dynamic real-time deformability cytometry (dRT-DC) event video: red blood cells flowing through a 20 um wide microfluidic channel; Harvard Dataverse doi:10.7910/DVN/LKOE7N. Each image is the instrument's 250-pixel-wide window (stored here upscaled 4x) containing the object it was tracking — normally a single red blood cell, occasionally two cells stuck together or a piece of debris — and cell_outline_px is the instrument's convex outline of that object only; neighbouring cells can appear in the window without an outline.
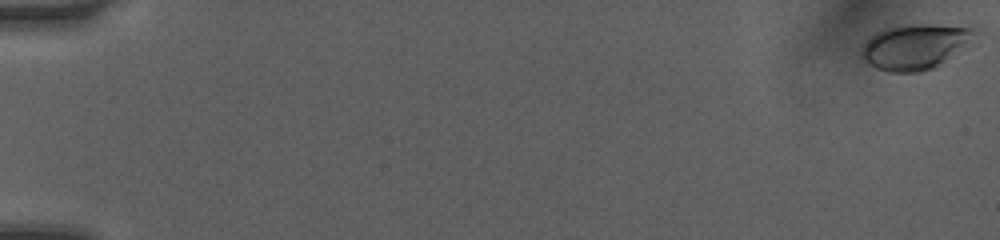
{"species": "human", "species_latin": "Homo sapiens", "temperature_condition": "room temperature", "stored_images_in_passage": 9, "camera_frame_rate_fps": 3000, "um_per_image_px": 0.085, "donor": {"sex": "female"}, "frame": {"image": 1, "passage_image": 1, "time_ms": 0.0, "image_size_px": [1000, 240], "cell_outline_px": [[976, 32], [964, 44], [944, 60], [932, 68], [916, 72], [888, 72], [876, 68], [864, 60], [860, 56], [860, 52], [864, 44], [876, 32], [888, 28], [908, 24], [936, 24], [972, 28]], "centroid_in_image_um": [77.67, 3.96], "position_along_channel_um": 7.3, "area_um2": 28.78}}
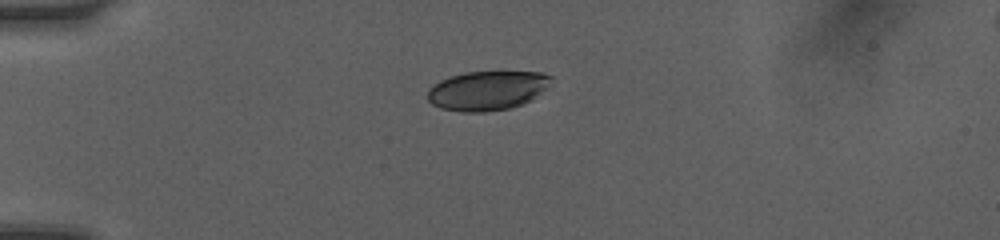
{"frame": {"image": 2, "passage_image": 6, "time_ms": 4.667, "image_size_px": [1000, 240], "cell_outline_px": [[552, 76], [544, 88], [532, 100], [512, 108], [484, 112], [460, 112], [440, 108], [432, 104], [428, 100], [428, 88], [440, 80], [464, 72], [544, 72]], "centroid_in_image_um": [41.38, 7.71], "position_along_channel_um": 43.6, "area_um2": 28.21}}
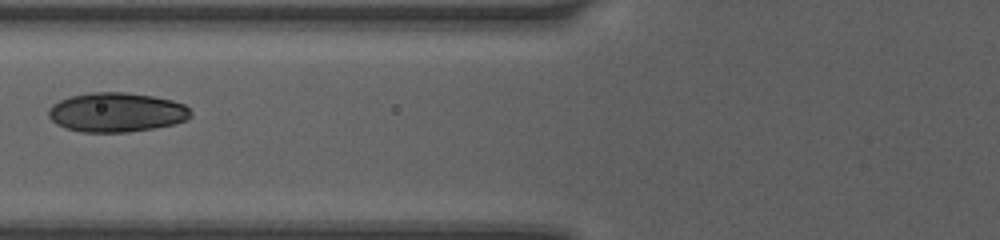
{"frame": {"image": 3, "passage_image": 9, "time_ms": 7.333, "image_size_px": [1000, 240], "cell_outline_px": [[192, 116], [184, 120], [172, 124], [152, 128], [128, 132], [84, 132], [64, 128], [56, 124], [48, 116], [48, 108], [52, 104], [60, 100], [72, 96], [92, 92], [124, 92], [152, 96], [172, 100], [184, 104], [192, 112]], "centroid_in_image_um": [9.88, 9.54], "position_along_channel_um": 115.9, "area_um2": 32.54}}